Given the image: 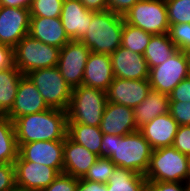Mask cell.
Listing matches in <instances>:
<instances>
[{"label":"cell","mask_w":190,"mask_h":191,"mask_svg":"<svg viewBox=\"0 0 190 191\" xmlns=\"http://www.w3.org/2000/svg\"><path fill=\"white\" fill-rule=\"evenodd\" d=\"M152 152L153 148L139 130L124 136L104 134L100 146V157L141 175L148 170Z\"/></svg>","instance_id":"cell-1"},{"label":"cell","mask_w":190,"mask_h":191,"mask_svg":"<svg viewBox=\"0 0 190 191\" xmlns=\"http://www.w3.org/2000/svg\"><path fill=\"white\" fill-rule=\"evenodd\" d=\"M13 123L17 144L65 140L68 131L67 111L59 109L27 114Z\"/></svg>","instance_id":"cell-2"},{"label":"cell","mask_w":190,"mask_h":191,"mask_svg":"<svg viewBox=\"0 0 190 191\" xmlns=\"http://www.w3.org/2000/svg\"><path fill=\"white\" fill-rule=\"evenodd\" d=\"M124 17L110 10L94 11L88 32L80 40L93 53L112 54L121 46Z\"/></svg>","instance_id":"cell-3"},{"label":"cell","mask_w":190,"mask_h":191,"mask_svg":"<svg viewBox=\"0 0 190 191\" xmlns=\"http://www.w3.org/2000/svg\"><path fill=\"white\" fill-rule=\"evenodd\" d=\"M106 103V91L104 90L85 85L73 88L67 109L68 123L100 126Z\"/></svg>","instance_id":"cell-4"},{"label":"cell","mask_w":190,"mask_h":191,"mask_svg":"<svg viewBox=\"0 0 190 191\" xmlns=\"http://www.w3.org/2000/svg\"><path fill=\"white\" fill-rule=\"evenodd\" d=\"M144 176L147 181L187 183L188 156L173 146L155 149Z\"/></svg>","instance_id":"cell-5"},{"label":"cell","mask_w":190,"mask_h":191,"mask_svg":"<svg viewBox=\"0 0 190 191\" xmlns=\"http://www.w3.org/2000/svg\"><path fill=\"white\" fill-rule=\"evenodd\" d=\"M59 53V48L47 45L28 34L14 47L15 66L23 75L37 69L56 67Z\"/></svg>","instance_id":"cell-6"},{"label":"cell","mask_w":190,"mask_h":191,"mask_svg":"<svg viewBox=\"0 0 190 191\" xmlns=\"http://www.w3.org/2000/svg\"><path fill=\"white\" fill-rule=\"evenodd\" d=\"M26 76L36 86L49 108L67 111L72 89L57 66L33 70Z\"/></svg>","instance_id":"cell-7"},{"label":"cell","mask_w":190,"mask_h":191,"mask_svg":"<svg viewBox=\"0 0 190 191\" xmlns=\"http://www.w3.org/2000/svg\"><path fill=\"white\" fill-rule=\"evenodd\" d=\"M123 17L126 23L153 35L169 32L165 0H140Z\"/></svg>","instance_id":"cell-8"},{"label":"cell","mask_w":190,"mask_h":191,"mask_svg":"<svg viewBox=\"0 0 190 191\" xmlns=\"http://www.w3.org/2000/svg\"><path fill=\"white\" fill-rule=\"evenodd\" d=\"M190 76V67L185 52L178 49L163 64L149 69L148 81L152 90L169 95L185 78Z\"/></svg>","instance_id":"cell-9"},{"label":"cell","mask_w":190,"mask_h":191,"mask_svg":"<svg viewBox=\"0 0 190 191\" xmlns=\"http://www.w3.org/2000/svg\"><path fill=\"white\" fill-rule=\"evenodd\" d=\"M91 50L80 41L71 40L60 49L58 65L62 77L71 89L82 85Z\"/></svg>","instance_id":"cell-10"},{"label":"cell","mask_w":190,"mask_h":191,"mask_svg":"<svg viewBox=\"0 0 190 191\" xmlns=\"http://www.w3.org/2000/svg\"><path fill=\"white\" fill-rule=\"evenodd\" d=\"M15 184L26 189L42 191L60 174L55 168L25 161L19 154L14 162Z\"/></svg>","instance_id":"cell-11"},{"label":"cell","mask_w":190,"mask_h":191,"mask_svg":"<svg viewBox=\"0 0 190 191\" xmlns=\"http://www.w3.org/2000/svg\"><path fill=\"white\" fill-rule=\"evenodd\" d=\"M29 25V9L0 6V44L14 48L28 35Z\"/></svg>","instance_id":"cell-12"},{"label":"cell","mask_w":190,"mask_h":191,"mask_svg":"<svg viewBox=\"0 0 190 191\" xmlns=\"http://www.w3.org/2000/svg\"><path fill=\"white\" fill-rule=\"evenodd\" d=\"M17 145L18 154L25 161L44 164L63 173L64 140L36 141Z\"/></svg>","instance_id":"cell-13"},{"label":"cell","mask_w":190,"mask_h":191,"mask_svg":"<svg viewBox=\"0 0 190 191\" xmlns=\"http://www.w3.org/2000/svg\"><path fill=\"white\" fill-rule=\"evenodd\" d=\"M151 91L148 80H127L115 77L106 90L107 102L135 108Z\"/></svg>","instance_id":"cell-14"},{"label":"cell","mask_w":190,"mask_h":191,"mask_svg":"<svg viewBox=\"0 0 190 191\" xmlns=\"http://www.w3.org/2000/svg\"><path fill=\"white\" fill-rule=\"evenodd\" d=\"M114 77L127 80H148L149 68L142 54L122 46L110 54Z\"/></svg>","instance_id":"cell-15"},{"label":"cell","mask_w":190,"mask_h":191,"mask_svg":"<svg viewBox=\"0 0 190 191\" xmlns=\"http://www.w3.org/2000/svg\"><path fill=\"white\" fill-rule=\"evenodd\" d=\"M50 109L36 86L23 75L19 81L17 95L11 110L5 115L13 122L24 115L38 113Z\"/></svg>","instance_id":"cell-16"},{"label":"cell","mask_w":190,"mask_h":191,"mask_svg":"<svg viewBox=\"0 0 190 191\" xmlns=\"http://www.w3.org/2000/svg\"><path fill=\"white\" fill-rule=\"evenodd\" d=\"M94 11L88 10L80 0H64L61 21L66 34L71 40L80 41L88 32Z\"/></svg>","instance_id":"cell-17"},{"label":"cell","mask_w":190,"mask_h":191,"mask_svg":"<svg viewBox=\"0 0 190 191\" xmlns=\"http://www.w3.org/2000/svg\"><path fill=\"white\" fill-rule=\"evenodd\" d=\"M99 127L103 134L119 136L139 130L135 124L133 108L113 102L106 103Z\"/></svg>","instance_id":"cell-18"},{"label":"cell","mask_w":190,"mask_h":191,"mask_svg":"<svg viewBox=\"0 0 190 191\" xmlns=\"http://www.w3.org/2000/svg\"><path fill=\"white\" fill-rule=\"evenodd\" d=\"M178 126V123L168 112L144 124L139 128V131L155 150L172 146Z\"/></svg>","instance_id":"cell-19"},{"label":"cell","mask_w":190,"mask_h":191,"mask_svg":"<svg viewBox=\"0 0 190 191\" xmlns=\"http://www.w3.org/2000/svg\"><path fill=\"white\" fill-rule=\"evenodd\" d=\"M98 158V155L74 142L68 135L66 136L63 151V173L83 178Z\"/></svg>","instance_id":"cell-20"},{"label":"cell","mask_w":190,"mask_h":191,"mask_svg":"<svg viewBox=\"0 0 190 191\" xmlns=\"http://www.w3.org/2000/svg\"><path fill=\"white\" fill-rule=\"evenodd\" d=\"M28 34L47 45L59 49L71 41L65 32L61 18L30 17Z\"/></svg>","instance_id":"cell-21"},{"label":"cell","mask_w":190,"mask_h":191,"mask_svg":"<svg viewBox=\"0 0 190 191\" xmlns=\"http://www.w3.org/2000/svg\"><path fill=\"white\" fill-rule=\"evenodd\" d=\"M110 54H89L82 85L106 91L114 79Z\"/></svg>","instance_id":"cell-22"},{"label":"cell","mask_w":190,"mask_h":191,"mask_svg":"<svg viewBox=\"0 0 190 191\" xmlns=\"http://www.w3.org/2000/svg\"><path fill=\"white\" fill-rule=\"evenodd\" d=\"M168 112L169 96L152 89L142 103L133 108L135 124L138 129L155 117Z\"/></svg>","instance_id":"cell-23"},{"label":"cell","mask_w":190,"mask_h":191,"mask_svg":"<svg viewBox=\"0 0 190 191\" xmlns=\"http://www.w3.org/2000/svg\"><path fill=\"white\" fill-rule=\"evenodd\" d=\"M176 45L171 41L167 34L152 35L143 56L147 61L148 68L163 64L176 51Z\"/></svg>","instance_id":"cell-24"},{"label":"cell","mask_w":190,"mask_h":191,"mask_svg":"<svg viewBox=\"0 0 190 191\" xmlns=\"http://www.w3.org/2000/svg\"><path fill=\"white\" fill-rule=\"evenodd\" d=\"M22 76L16 66L0 71V116L11 110Z\"/></svg>","instance_id":"cell-25"},{"label":"cell","mask_w":190,"mask_h":191,"mask_svg":"<svg viewBox=\"0 0 190 191\" xmlns=\"http://www.w3.org/2000/svg\"><path fill=\"white\" fill-rule=\"evenodd\" d=\"M106 186L107 191H147V179L144 175L116 166Z\"/></svg>","instance_id":"cell-26"},{"label":"cell","mask_w":190,"mask_h":191,"mask_svg":"<svg viewBox=\"0 0 190 191\" xmlns=\"http://www.w3.org/2000/svg\"><path fill=\"white\" fill-rule=\"evenodd\" d=\"M67 135L74 142L100 157V146L104 134L99 126L93 127L81 123H68Z\"/></svg>","instance_id":"cell-27"},{"label":"cell","mask_w":190,"mask_h":191,"mask_svg":"<svg viewBox=\"0 0 190 191\" xmlns=\"http://www.w3.org/2000/svg\"><path fill=\"white\" fill-rule=\"evenodd\" d=\"M18 150L13 121L0 116V164H14Z\"/></svg>","instance_id":"cell-28"},{"label":"cell","mask_w":190,"mask_h":191,"mask_svg":"<svg viewBox=\"0 0 190 191\" xmlns=\"http://www.w3.org/2000/svg\"><path fill=\"white\" fill-rule=\"evenodd\" d=\"M152 35L124 21L121 46L143 55Z\"/></svg>","instance_id":"cell-29"},{"label":"cell","mask_w":190,"mask_h":191,"mask_svg":"<svg viewBox=\"0 0 190 191\" xmlns=\"http://www.w3.org/2000/svg\"><path fill=\"white\" fill-rule=\"evenodd\" d=\"M116 165L107 157H99L89 168L85 180L107 184Z\"/></svg>","instance_id":"cell-30"},{"label":"cell","mask_w":190,"mask_h":191,"mask_svg":"<svg viewBox=\"0 0 190 191\" xmlns=\"http://www.w3.org/2000/svg\"><path fill=\"white\" fill-rule=\"evenodd\" d=\"M64 0H32L30 17L60 18Z\"/></svg>","instance_id":"cell-31"},{"label":"cell","mask_w":190,"mask_h":191,"mask_svg":"<svg viewBox=\"0 0 190 191\" xmlns=\"http://www.w3.org/2000/svg\"><path fill=\"white\" fill-rule=\"evenodd\" d=\"M170 26L190 23V0H165Z\"/></svg>","instance_id":"cell-32"},{"label":"cell","mask_w":190,"mask_h":191,"mask_svg":"<svg viewBox=\"0 0 190 191\" xmlns=\"http://www.w3.org/2000/svg\"><path fill=\"white\" fill-rule=\"evenodd\" d=\"M168 35L177 49L184 51L190 48V23L171 25Z\"/></svg>","instance_id":"cell-33"},{"label":"cell","mask_w":190,"mask_h":191,"mask_svg":"<svg viewBox=\"0 0 190 191\" xmlns=\"http://www.w3.org/2000/svg\"><path fill=\"white\" fill-rule=\"evenodd\" d=\"M78 178L60 173L56 179L42 191H76Z\"/></svg>","instance_id":"cell-34"},{"label":"cell","mask_w":190,"mask_h":191,"mask_svg":"<svg viewBox=\"0 0 190 191\" xmlns=\"http://www.w3.org/2000/svg\"><path fill=\"white\" fill-rule=\"evenodd\" d=\"M169 113L179 126L190 125V102H169Z\"/></svg>","instance_id":"cell-35"},{"label":"cell","mask_w":190,"mask_h":191,"mask_svg":"<svg viewBox=\"0 0 190 191\" xmlns=\"http://www.w3.org/2000/svg\"><path fill=\"white\" fill-rule=\"evenodd\" d=\"M172 146L182 154L190 155V125L178 126Z\"/></svg>","instance_id":"cell-36"},{"label":"cell","mask_w":190,"mask_h":191,"mask_svg":"<svg viewBox=\"0 0 190 191\" xmlns=\"http://www.w3.org/2000/svg\"><path fill=\"white\" fill-rule=\"evenodd\" d=\"M147 191H190L184 182L147 181Z\"/></svg>","instance_id":"cell-37"},{"label":"cell","mask_w":190,"mask_h":191,"mask_svg":"<svg viewBox=\"0 0 190 191\" xmlns=\"http://www.w3.org/2000/svg\"><path fill=\"white\" fill-rule=\"evenodd\" d=\"M168 96L169 102H190V76L183 79Z\"/></svg>","instance_id":"cell-38"},{"label":"cell","mask_w":190,"mask_h":191,"mask_svg":"<svg viewBox=\"0 0 190 191\" xmlns=\"http://www.w3.org/2000/svg\"><path fill=\"white\" fill-rule=\"evenodd\" d=\"M15 185L14 164H0V191H8Z\"/></svg>","instance_id":"cell-39"},{"label":"cell","mask_w":190,"mask_h":191,"mask_svg":"<svg viewBox=\"0 0 190 191\" xmlns=\"http://www.w3.org/2000/svg\"><path fill=\"white\" fill-rule=\"evenodd\" d=\"M15 66L14 48L0 44V71Z\"/></svg>","instance_id":"cell-40"},{"label":"cell","mask_w":190,"mask_h":191,"mask_svg":"<svg viewBox=\"0 0 190 191\" xmlns=\"http://www.w3.org/2000/svg\"><path fill=\"white\" fill-rule=\"evenodd\" d=\"M140 0H108V10L124 16Z\"/></svg>","instance_id":"cell-41"},{"label":"cell","mask_w":190,"mask_h":191,"mask_svg":"<svg viewBox=\"0 0 190 191\" xmlns=\"http://www.w3.org/2000/svg\"><path fill=\"white\" fill-rule=\"evenodd\" d=\"M76 191H107V186L104 183L78 178Z\"/></svg>","instance_id":"cell-42"},{"label":"cell","mask_w":190,"mask_h":191,"mask_svg":"<svg viewBox=\"0 0 190 191\" xmlns=\"http://www.w3.org/2000/svg\"><path fill=\"white\" fill-rule=\"evenodd\" d=\"M80 2L91 11L108 10V0H80Z\"/></svg>","instance_id":"cell-43"},{"label":"cell","mask_w":190,"mask_h":191,"mask_svg":"<svg viewBox=\"0 0 190 191\" xmlns=\"http://www.w3.org/2000/svg\"><path fill=\"white\" fill-rule=\"evenodd\" d=\"M32 0H0V6L29 9Z\"/></svg>","instance_id":"cell-44"},{"label":"cell","mask_w":190,"mask_h":191,"mask_svg":"<svg viewBox=\"0 0 190 191\" xmlns=\"http://www.w3.org/2000/svg\"><path fill=\"white\" fill-rule=\"evenodd\" d=\"M8 191H35V190H32V189H26L24 187H21V186H18V185H14L10 190Z\"/></svg>","instance_id":"cell-45"},{"label":"cell","mask_w":190,"mask_h":191,"mask_svg":"<svg viewBox=\"0 0 190 191\" xmlns=\"http://www.w3.org/2000/svg\"><path fill=\"white\" fill-rule=\"evenodd\" d=\"M187 184L190 186V155L188 156V177Z\"/></svg>","instance_id":"cell-46"},{"label":"cell","mask_w":190,"mask_h":191,"mask_svg":"<svg viewBox=\"0 0 190 191\" xmlns=\"http://www.w3.org/2000/svg\"><path fill=\"white\" fill-rule=\"evenodd\" d=\"M184 52H185V55L187 57V61L189 63V67H190V48L185 49Z\"/></svg>","instance_id":"cell-47"}]
</instances>
